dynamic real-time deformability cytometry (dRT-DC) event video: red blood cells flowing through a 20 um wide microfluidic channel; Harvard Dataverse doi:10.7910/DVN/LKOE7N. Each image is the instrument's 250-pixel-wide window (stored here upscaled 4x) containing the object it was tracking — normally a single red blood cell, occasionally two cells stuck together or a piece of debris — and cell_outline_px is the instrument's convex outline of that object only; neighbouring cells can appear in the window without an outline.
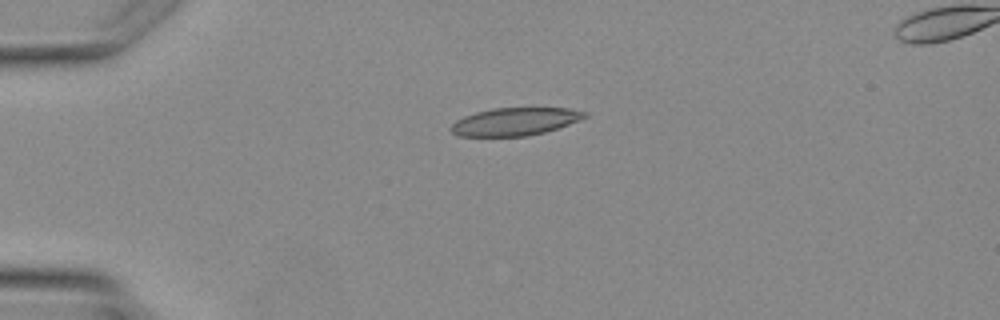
{"species": "Egyptian fruit bat (a non-hibernating species)", "species_latin": "Rousettus aegyptiacus", "temperature_condition": "warm", "stored_images_in_passage": 4, "camera_frame_rate_fps": 3000, "um_per_image_px": 0.085, "animal": {"sex": "female"}, "frame": {"image": 1, "passage_image": 3, "time_ms": 3.0, "image_size_px": [1000, 320], "cell_outline_px": [[588, 116], [568, 124], [544, 132], [528, 136], [460, 136], [452, 132], [448, 128], [456, 120], [464, 116], [476, 112], [492, 108], [568, 108], [588, 112]], "centroid_in_image_um": [43.75, 10.33], "position_along_channel_um": 41.3, "area_um2": 21.56}}